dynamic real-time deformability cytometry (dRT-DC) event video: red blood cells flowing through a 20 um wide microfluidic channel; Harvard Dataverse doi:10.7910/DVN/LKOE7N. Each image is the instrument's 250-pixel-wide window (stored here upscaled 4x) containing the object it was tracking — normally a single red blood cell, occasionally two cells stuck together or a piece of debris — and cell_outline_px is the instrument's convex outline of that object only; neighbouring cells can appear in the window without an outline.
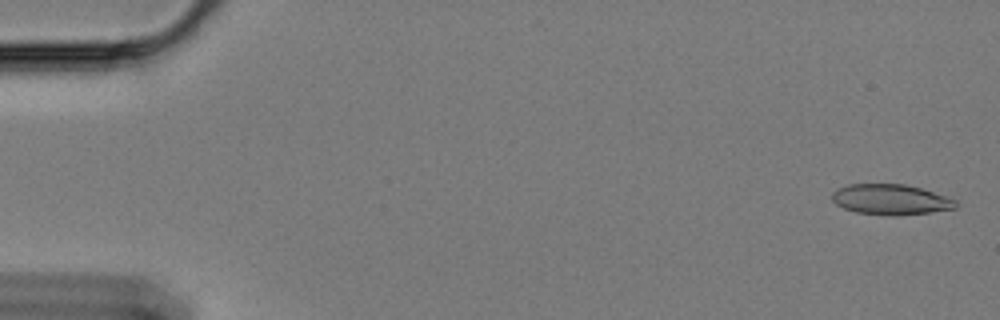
{"species": "Egyptian fruit bat (a non-hibernating species)", "species_latin": "Rousettus aegyptiacus", "temperature_condition": "cold", "stored_images_in_passage": 19, "camera_frame_rate_fps": 3000, "um_per_image_px": 0.085, "animal": {"sex": "female"}, "frame": {"image": 1, "passage_image": 2, "time_ms": 0.333, "image_size_px": [1000, 320], "cell_outline_px": [[956, 208], [928, 212], [856, 212], [844, 208], [836, 204], [832, 200], [832, 192], [836, 188], [848, 184], [904, 184], [920, 188], [956, 200]], "centroid_in_image_um": [75.64, 16.89], "position_along_channel_um": 9.4, "area_um2": 20.69}}
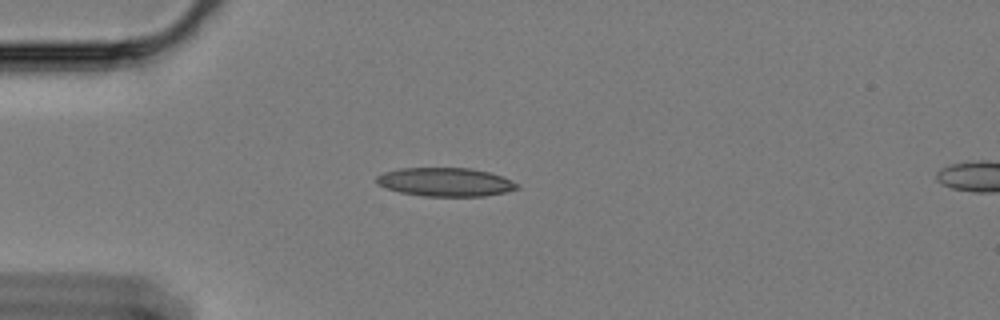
{"frame": {"image": 2, "passage_image": 16, "time_ms": 5.0, "image_size_px": [1000, 320], "cell_outline_px": [[520, 188], [504, 192], [484, 196], [424, 196], [400, 192], [376, 184], [376, 176], [384, 172], [400, 168], [472, 168], [504, 176], [516, 184]], "centroid_in_image_um": [37.84, 15.47], "position_along_channel_um": 47.2, "area_um2": 23.35}}